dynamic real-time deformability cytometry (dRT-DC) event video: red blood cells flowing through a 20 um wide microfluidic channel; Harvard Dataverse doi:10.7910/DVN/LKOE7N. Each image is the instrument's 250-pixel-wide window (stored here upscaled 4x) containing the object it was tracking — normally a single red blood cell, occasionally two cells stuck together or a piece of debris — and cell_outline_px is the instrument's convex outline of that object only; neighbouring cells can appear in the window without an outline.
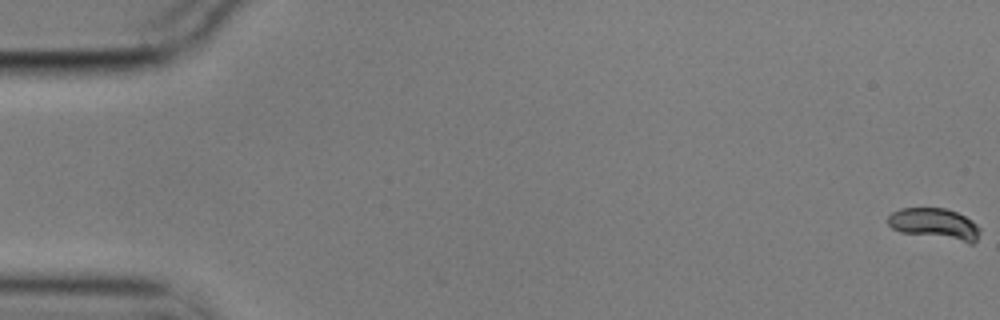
{"species": "common noctule bat (a hibernating species)", "species_latin": "Nyctalus noctula", "temperature_condition": "cold", "stored_images_in_passage": 11, "camera_frame_rate_fps": 3000, "um_per_image_px": 0.085, "animal": {"sex": "male", "body_mass_g": 17.9}, "frame": {"image": 1, "passage_image": 1, "time_ms": 0.0, "image_size_px": [1000, 320], "cell_outline_px": [[980, 232], [976, 240], [972, 244], [968, 244], [900, 232], [892, 228], [888, 224], [888, 216], [892, 212], [900, 208], [944, 208], [956, 212], [972, 220], [980, 228]], "centroid_in_image_um": [79.47, 19.06], "position_along_channel_um": 5.5, "area_um2": 17.05}}